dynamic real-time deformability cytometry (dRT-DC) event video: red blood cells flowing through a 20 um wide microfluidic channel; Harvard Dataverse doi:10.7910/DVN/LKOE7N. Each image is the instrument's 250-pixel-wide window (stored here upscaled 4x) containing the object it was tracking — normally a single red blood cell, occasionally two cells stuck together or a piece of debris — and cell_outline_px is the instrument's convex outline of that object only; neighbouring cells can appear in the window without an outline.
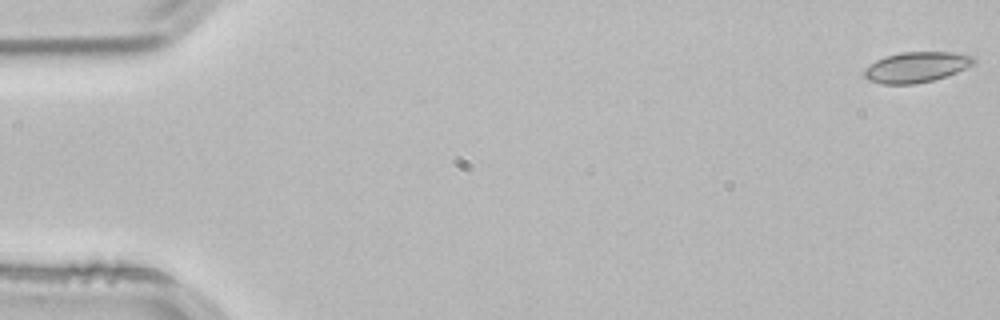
{"species": "common noctule bat (a hibernating species)", "species_latin": "Nyctalus noctula", "temperature_condition": "room temperature", "stored_images_in_passage": 53, "camera_frame_rate_fps": 3000, "um_per_image_px": 0.085, "animal": {"sex": "male", "body_mass_g": 21.5, "forearm_length_mm": 52.0}, "frame": {"image": 1, "passage_image": 1, "time_ms": 0.0, "image_size_px": [1000, 320], "cell_outline_px": [[976, 60], [972, 64], [956, 72], [932, 80], [916, 84], [880, 84], [868, 80], [864, 76], [864, 68], [876, 60], [884, 56], [900, 52], [952, 52], [972, 56]], "centroid_in_image_um": [77.82, 5.7], "position_along_channel_um": 7.2, "area_um2": 19.36}}
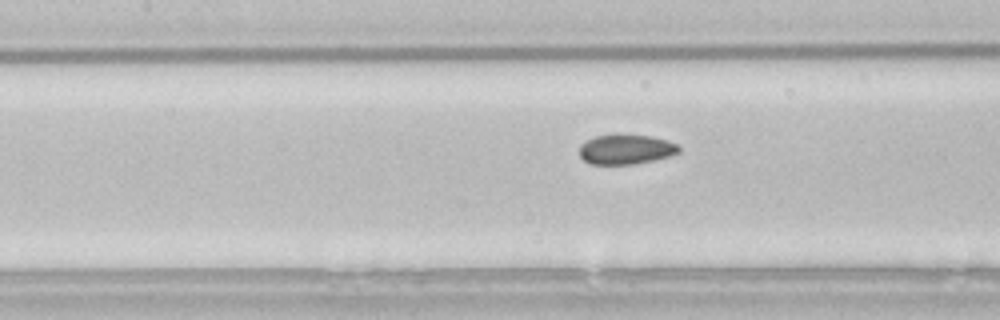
{"frame": {"image": 2, "passage_image": 24, "time_ms": 7.667, "image_size_px": [1000, 320], "cell_outline_px": [[680, 152], [672, 156], [632, 164], [588, 164], [580, 156], [580, 144], [596, 136], [616, 132], [652, 136], [668, 140], [680, 144]], "centroid_in_image_um": [53.24, 12.66], "position_along_channel_um": 154.2, "area_um2": 17.86}}
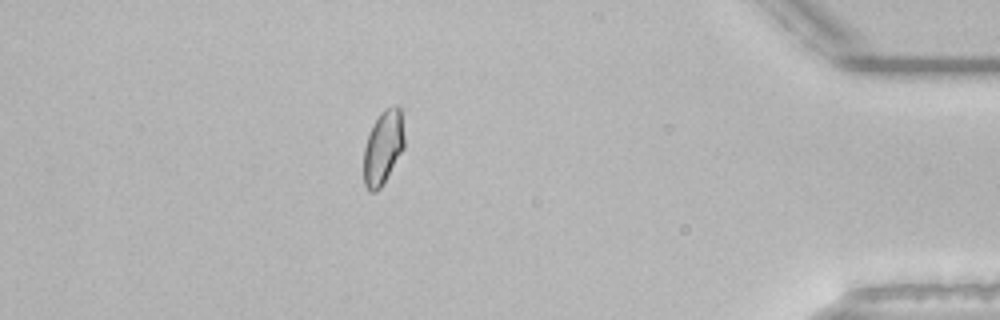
{"frame": {"image": 3, "passage_image": 47, "time_ms": 15.333, "image_size_px": [1000, 320], "cell_outline_px": [[404, 148], [380, 188], [376, 192], [368, 192], [364, 184], [364, 148], [368, 136], [380, 112], [384, 108], [396, 104], [400, 108], [404, 136]], "centroid_in_image_um": [32.56, 12.53], "position_along_channel_um": 402.6, "area_um2": 17.34}, "authors_computed_cell_mechanics": {"area_um2": 17.8024, "velocity_mm_per_s": 3.8295, "shape_relaxation_time_tau1_ms": 8.5909, "shape_relaxation_time_tau2_ms": 1.0609, "deformation_change_tau1": 0.0948, "deformation_change_tau2": 0.0512}}